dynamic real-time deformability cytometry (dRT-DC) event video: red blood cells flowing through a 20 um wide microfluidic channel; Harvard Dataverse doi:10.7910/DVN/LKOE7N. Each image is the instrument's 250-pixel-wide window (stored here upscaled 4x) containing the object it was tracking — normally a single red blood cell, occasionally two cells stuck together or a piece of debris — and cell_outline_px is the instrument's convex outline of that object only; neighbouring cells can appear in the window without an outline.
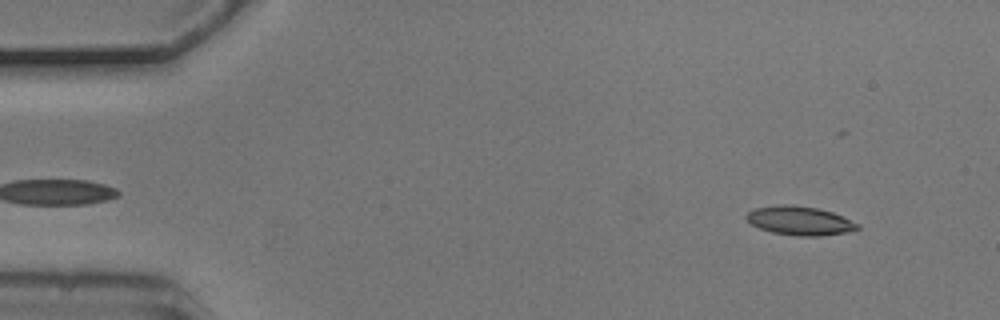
{"species": "common noctule bat (a hibernating species)", "species_latin": "Nyctalus noctula", "temperature_condition": "cold", "stored_images_in_passage": 3, "camera_frame_rate_fps": 3000, "um_per_image_px": 0.085, "animal": {"sex": "male", "body_mass_g": 20.5, "forearm_length_mm": 52.5}, "frame": {"image": 1, "passage_image": 1, "time_ms": 0.0, "image_size_px": [1000, 320], "cell_outline_px": [[860, 228], [848, 232], [820, 236], [796, 236], [772, 232], [760, 228], [752, 224], [744, 216], [748, 212], [756, 208], [776, 204], [792, 204], [816, 208], [832, 212], [860, 224]], "centroid_in_image_um": [67.98, 18.76], "position_along_channel_um": 17.0, "area_um2": 18.73}}
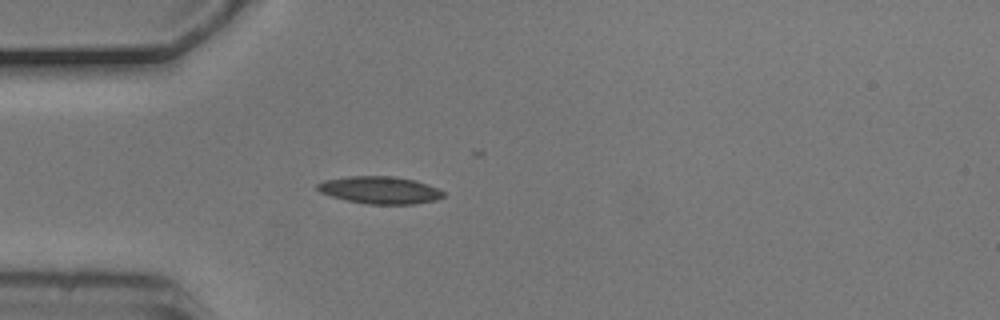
{"frame": {"image": 2, "passage_image": 3, "time_ms": 0.667, "image_size_px": [1000, 320], "cell_outline_px": [[444, 196], [436, 200], [412, 204], [368, 204], [348, 200], [332, 196], [320, 192], [316, 188], [316, 184], [324, 180], [348, 176], [392, 176], [416, 180], [428, 184], [444, 192]], "centroid_in_image_um": [32.29, 16.15], "position_along_channel_um": 52.7, "area_um2": 20.0}}